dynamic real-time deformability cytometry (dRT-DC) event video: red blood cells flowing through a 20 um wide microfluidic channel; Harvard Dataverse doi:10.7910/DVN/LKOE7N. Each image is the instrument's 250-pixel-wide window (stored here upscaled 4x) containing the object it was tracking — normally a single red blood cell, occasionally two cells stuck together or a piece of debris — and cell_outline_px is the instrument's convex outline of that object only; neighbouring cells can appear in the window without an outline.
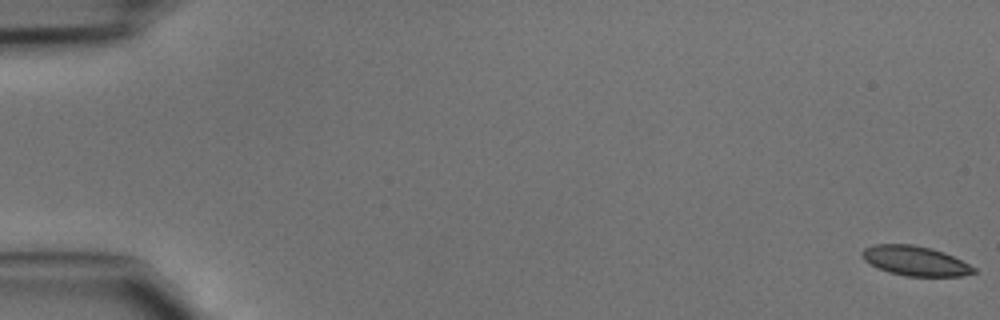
{"species": "common noctule bat (a hibernating species)", "species_latin": "Nyctalus noctula", "temperature_condition": "cold", "stored_images_in_passage": 47, "camera_frame_rate_fps": 3000, "um_per_image_px": 0.085, "animal": {"sex": "male", "body_mass_g": 15.6}, "frame": {"image": 1, "passage_image": 1, "time_ms": 0.0, "image_size_px": [1000, 320], "cell_outline_px": [[976, 272], [960, 276], [908, 276], [888, 272], [876, 268], [864, 260], [860, 256], [860, 252], [864, 248], [872, 244], [912, 244], [932, 248], [944, 252], [976, 268]], "centroid_in_image_um": [77.73, 22.16], "position_along_channel_um": 7.3, "area_um2": 19.42}}
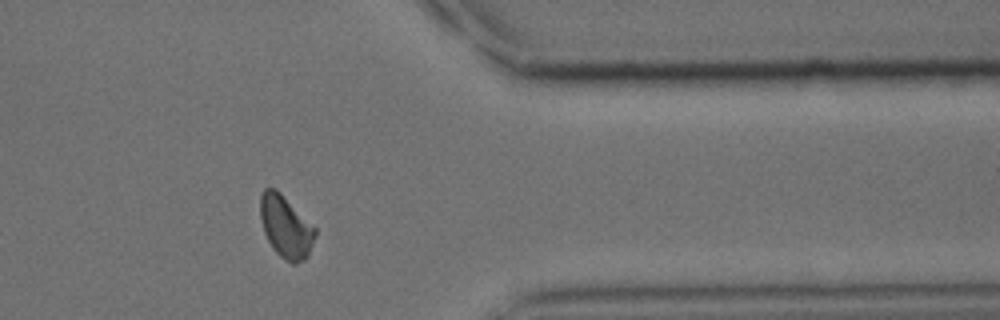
{"frame": {"image": 2, "passage_image": 39, "time_ms": 12.667, "image_size_px": [1000, 320], "cell_outline_px": [[316, 236], [308, 256], [304, 260], [296, 264], [292, 264], [284, 260], [272, 248], [264, 232], [260, 216], [260, 196], [264, 188], [276, 188], [316, 228]], "centroid_in_image_um": [24.29, 19.29], "position_along_channel_um": 387.1, "area_um2": 20.0}}
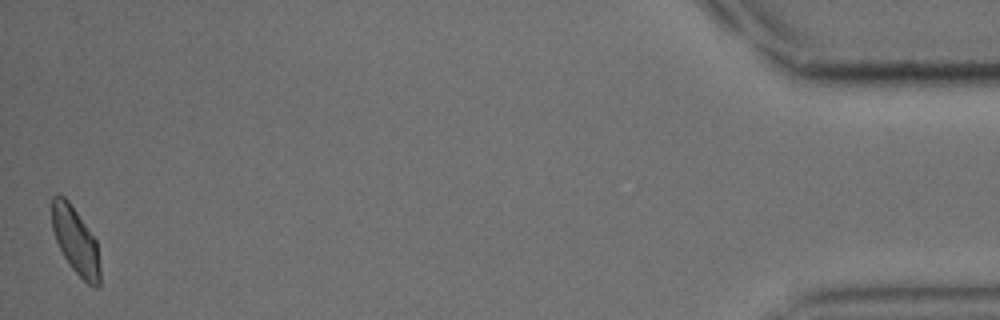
{"frame": {"image": 3, "passage_image": 47, "time_ms": 15.333, "image_size_px": [1000, 320], "cell_outline_px": [[100, 284], [96, 288], [92, 288], [72, 268], [64, 256], [56, 240], [52, 228], [52, 196], [64, 196], [68, 200], [96, 240], [100, 268]], "centroid_in_image_um": [6.44, 20.5], "position_along_channel_um": 428.8, "area_um2": 18.44}}